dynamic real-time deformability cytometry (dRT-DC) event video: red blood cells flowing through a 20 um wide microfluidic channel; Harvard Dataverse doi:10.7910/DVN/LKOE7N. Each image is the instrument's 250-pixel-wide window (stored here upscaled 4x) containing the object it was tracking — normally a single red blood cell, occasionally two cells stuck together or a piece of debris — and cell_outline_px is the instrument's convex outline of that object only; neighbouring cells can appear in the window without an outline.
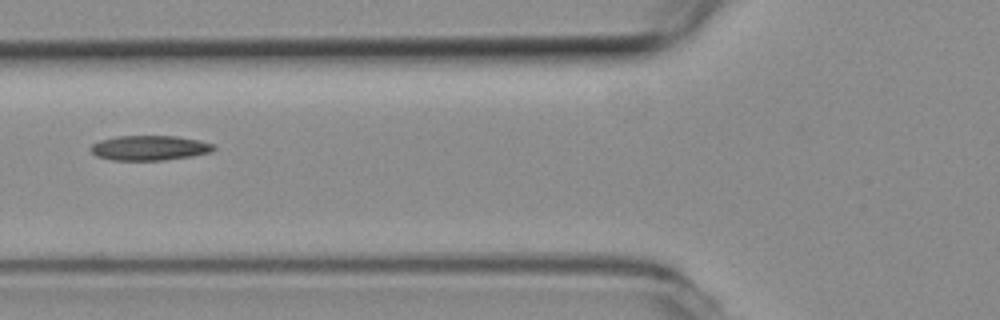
{"species": "common noctule bat (a hibernating species)", "species_latin": "Nyctalus noctula", "temperature_condition": "room temperature", "stored_images_in_passage": 5, "camera_frame_rate_fps": 3000, "um_per_image_px": 0.085, "animal": {"sex": "female", "body_mass_g": 19.3, "forearm_length_mm": 54.1}, "frame": {"image": 1, "passage_image": 5, "time_ms": 1.333, "image_size_px": [1000, 320], "cell_outline_px": [[216, 148], [212, 152], [192, 156], [164, 160], [112, 160], [96, 156], [88, 148], [92, 144], [100, 140], [116, 136], [176, 136], [200, 140], [212, 144]], "centroid_in_image_um": [12.7, 12.57], "position_along_channel_um": 113.1, "area_um2": 17.92}}